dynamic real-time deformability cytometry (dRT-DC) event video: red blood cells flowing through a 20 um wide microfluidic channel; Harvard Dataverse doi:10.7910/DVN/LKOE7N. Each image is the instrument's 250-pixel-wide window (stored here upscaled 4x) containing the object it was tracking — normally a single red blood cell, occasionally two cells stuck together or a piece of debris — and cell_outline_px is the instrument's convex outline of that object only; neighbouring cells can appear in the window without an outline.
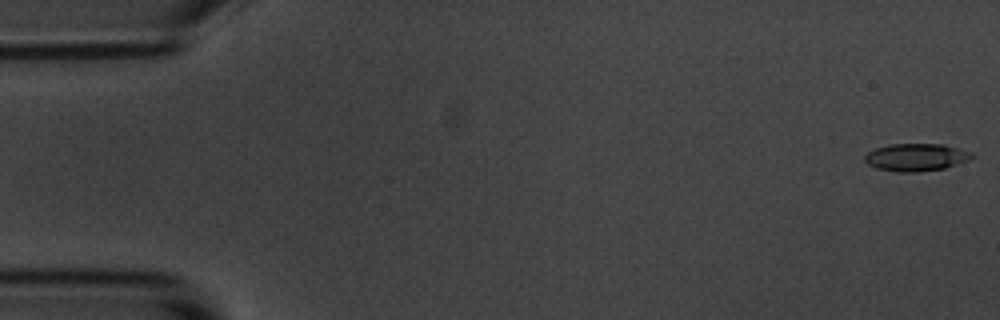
{"species": "common noctule bat (a hibernating species)", "species_latin": "Nyctalus noctula", "temperature_condition": "room temperature", "stored_images_in_passage": 4, "camera_frame_rate_fps": 3000, "um_per_image_px": 0.085, "animal": {"sex": "male", "body_mass_g": 20.1, "forearm_length_mm": 53.5}, "frame": {"image": 1, "passage_image": 1, "time_ms": 0.0, "image_size_px": [1000, 320], "cell_outline_px": [[976, 156], [968, 160], [944, 168], [916, 172], [896, 172], [876, 168], [868, 164], [864, 160], [864, 156], [868, 152], [876, 148], [888, 144], [944, 144], [972, 152]], "centroid_in_image_um": [77.86, 13.36], "position_along_channel_um": 7.1, "area_um2": 17.22}}